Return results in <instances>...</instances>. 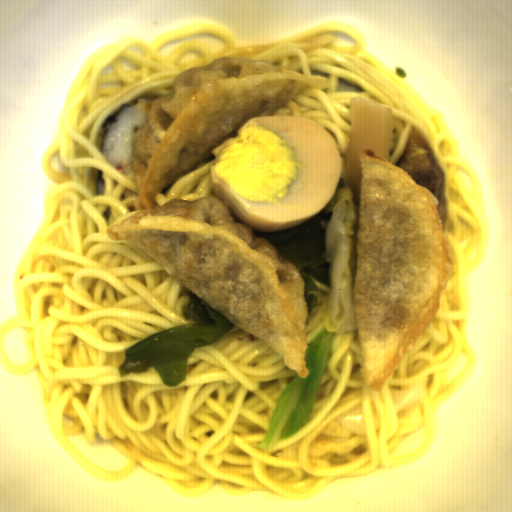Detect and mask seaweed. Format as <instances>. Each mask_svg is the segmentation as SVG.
I'll return each mask as SVG.
<instances>
[{
    "mask_svg": "<svg viewBox=\"0 0 512 512\" xmlns=\"http://www.w3.org/2000/svg\"><path fill=\"white\" fill-rule=\"evenodd\" d=\"M104 193H105L104 178L102 176V171L98 170L95 194H97L98 196H102V195H104Z\"/></svg>",
    "mask_w": 512,
    "mask_h": 512,
    "instance_id": "seaweed-1",
    "label": "seaweed"
}]
</instances>
